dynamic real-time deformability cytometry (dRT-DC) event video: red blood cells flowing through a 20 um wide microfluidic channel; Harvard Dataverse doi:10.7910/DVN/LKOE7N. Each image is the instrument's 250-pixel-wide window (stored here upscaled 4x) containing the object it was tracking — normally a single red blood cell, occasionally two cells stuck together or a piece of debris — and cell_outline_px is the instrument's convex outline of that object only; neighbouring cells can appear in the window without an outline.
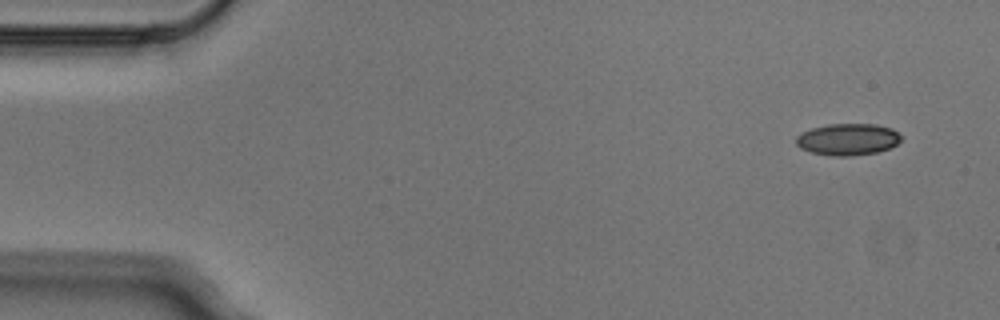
{"species": "Egyptian fruit bat (a non-hibernating species)", "species_latin": "Rousettus aegyptiacus", "temperature_condition": "cold", "stored_images_in_passage": 4, "camera_frame_rate_fps": 3000, "um_per_image_px": 0.085, "animal": {"sex": "male"}, "frame": {"image": 1, "passage_image": 1, "time_ms": 0.0, "image_size_px": [1000, 320], "cell_outline_px": [[904, 136], [896, 144], [888, 148], [876, 152], [852, 156], [832, 156], [812, 152], [800, 148], [796, 144], [796, 136], [800, 132], [812, 128], [828, 124], [876, 124], [892, 128]], "centroid_in_image_um": [72.06, 11.84], "position_along_channel_um": 12.9, "area_um2": 19.54}}
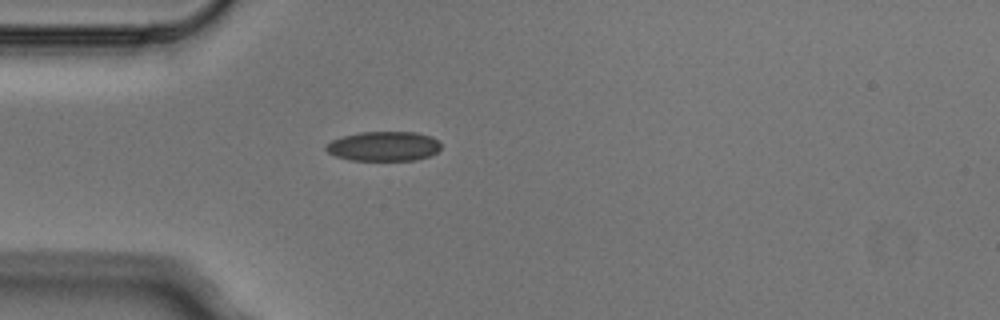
{"frame": {"image": 2, "passage_image": 4, "time_ms": 1.0, "image_size_px": [1000, 320], "cell_outline_px": [[440, 148], [436, 152], [428, 156], [412, 160], [352, 160], [336, 156], [328, 152], [324, 148], [324, 144], [332, 140], [344, 136], [360, 132], [416, 132], [432, 136], [440, 144]], "centroid_in_image_um": [32.58, 12.42], "position_along_channel_um": 52.4, "area_um2": 19.71}}